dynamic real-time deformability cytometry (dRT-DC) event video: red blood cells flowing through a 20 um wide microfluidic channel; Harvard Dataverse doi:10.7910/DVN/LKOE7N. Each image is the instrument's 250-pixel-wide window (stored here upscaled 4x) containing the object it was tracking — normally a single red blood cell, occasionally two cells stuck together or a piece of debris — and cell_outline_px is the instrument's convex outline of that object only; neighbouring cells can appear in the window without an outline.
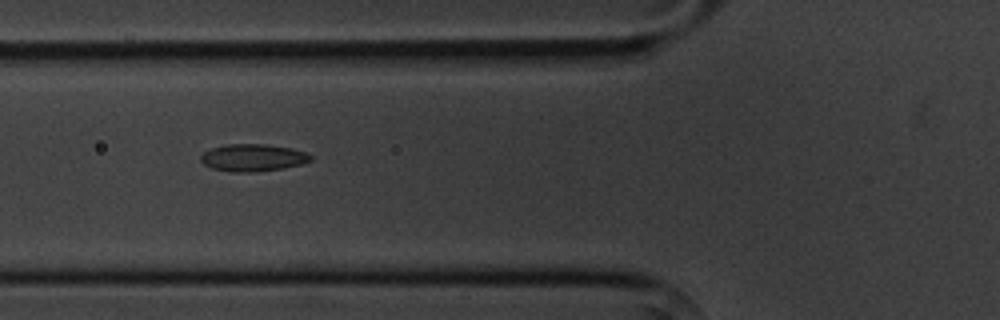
{"species": "common noctule bat (a hibernating species)", "species_latin": "Nyctalus noctula", "temperature_condition": "cold", "stored_images_in_passage": 7, "camera_frame_rate_fps": 3000, "um_per_image_px": 0.085, "animal": {"sex": "male", "body_mass_g": 20.1, "forearm_length_mm": 53.5}, "frame": {"image": 1, "passage_image": 4, "time_ms": 4.0, "image_size_px": [1000, 320], "cell_outline_px": [[312, 160], [300, 164], [284, 168], [256, 172], [232, 172], [212, 168], [204, 164], [200, 160], [200, 156], [204, 152], [212, 148], [228, 144], [264, 144], [292, 148], [304, 152], [312, 156]], "centroid_in_image_um": [21.49, 13.4], "position_along_channel_um": 104.3, "area_um2": 17.4}}
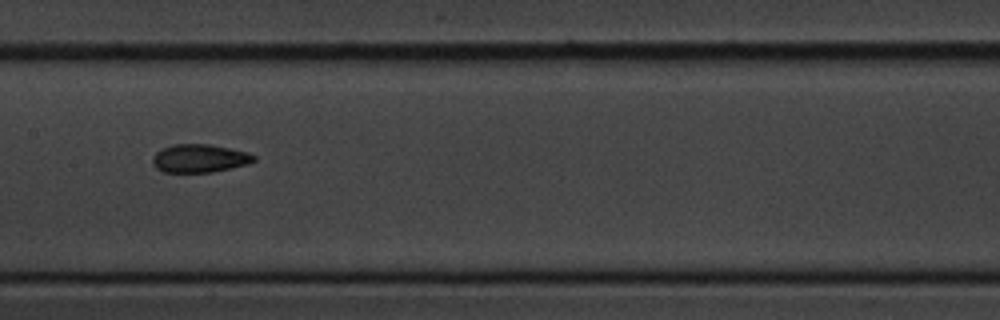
{"frame": {"image": 2, "passage_image": 6, "time_ms": 6.333, "image_size_px": [1000, 320], "cell_outline_px": [[256, 160], [248, 164], [232, 168], [212, 172], [164, 172], [156, 168], [152, 164], [152, 156], [156, 152], [172, 144], [212, 144], [248, 152], [256, 156]], "centroid_in_image_um": [16.97, 13.46], "position_along_channel_um": 190.4, "area_um2": 16.82}}
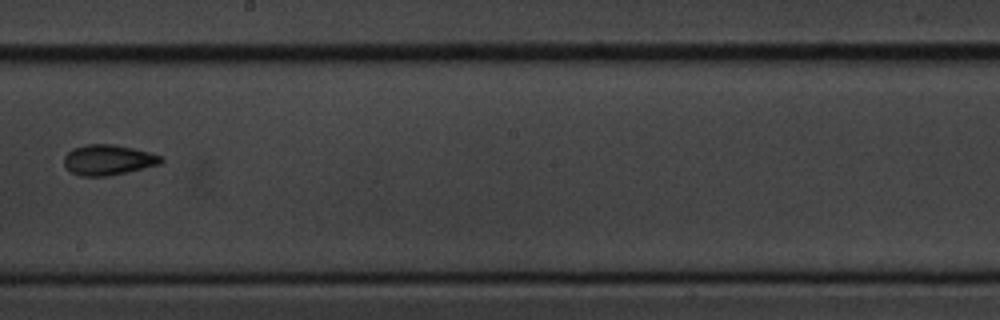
{"frame": {"image": 3, "passage_image": 7, "time_ms": 7.667, "image_size_px": [1000, 320], "cell_outline_px": [[164, 160], [160, 164], [108, 176], [80, 176], [72, 172], [64, 164], [64, 156], [72, 148], [88, 144], [112, 144], [152, 152], [164, 156]], "centroid_in_image_um": [9.22, 13.58], "position_along_channel_um": 239.0, "area_um2": 17.17}}